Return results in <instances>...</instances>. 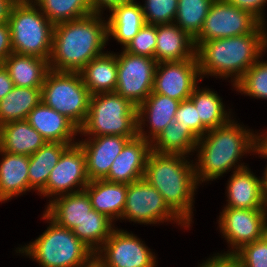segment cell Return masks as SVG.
<instances>
[{"mask_svg": "<svg viewBox=\"0 0 267 267\" xmlns=\"http://www.w3.org/2000/svg\"><path fill=\"white\" fill-rule=\"evenodd\" d=\"M226 2L233 4L234 6L250 12L255 16L262 24L265 23L264 6H266L267 0H225Z\"/></svg>", "mask_w": 267, "mask_h": 267, "instance_id": "60d3db41", "label": "cell"}, {"mask_svg": "<svg viewBox=\"0 0 267 267\" xmlns=\"http://www.w3.org/2000/svg\"><path fill=\"white\" fill-rule=\"evenodd\" d=\"M235 119L231 118L226 124L208 130L198 139L195 148L198 160L194 161L198 185L223 177L233 167L234 171L247 167L244 162H239L240 159L248 153L256 154L262 132L254 133Z\"/></svg>", "mask_w": 267, "mask_h": 267, "instance_id": "6da1fadb", "label": "cell"}, {"mask_svg": "<svg viewBox=\"0 0 267 267\" xmlns=\"http://www.w3.org/2000/svg\"><path fill=\"white\" fill-rule=\"evenodd\" d=\"M16 87L42 88L50 70L49 60L12 52L2 63Z\"/></svg>", "mask_w": 267, "mask_h": 267, "instance_id": "d4e9b609", "label": "cell"}, {"mask_svg": "<svg viewBox=\"0 0 267 267\" xmlns=\"http://www.w3.org/2000/svg\"><path fill=\"white\" fill-rule=\"evenodd\" d=\"M234 254L241 260L243 267H267V234L245 244Z\"/></svg>", "mask_w": 267, "mask_h": 267, "instance_id": "f35d334b", "label": "cell"}, {"mask_svg": "<svg viewBox=\"0 0 267 267\" xmlns=\"http://www.w3.org/2000/svg\"><path fill=\"white\" fill-rule=\"evenodd\" d=\"M107 267H156L155 253L135 234L114 229L95 253Z\"/></svg>", "mask_w": 267, "mask_h": 267, "instance_id": "4fadbf2b", "label": "cell"}, {"mask_svg": "<svg viewBox=\"0 0 267 267\" xmlns=\"http://www.w3.org/2000/svg\"><path fill=\"white\" fill-rule=\"evenodd\" d=\"M47 141L26 120L0 126V149L2 151L30 156Z\"/></svg>", "mask_w": 267, "mask_h": 267, "instance_id": "484cf974", "label": "cell"}, {"mask_svg": "<svg viewBox=\"0 0 267 267\" xmlns=\"http://www.w3.org/2000/svg\"><path fill=\"white\" fill-rule=\"evenodd\" d=\"M42 219L49 224L47 230L33 242L17 247L16 253L29 256L40 267H80L95 255L72 230L57 225L44 212Z\"/></svg>", "mask_w": 267, "mask_h": 267, "instance_id": "5b68a950", "label": "cell"}, {"mask_svg": "<svg viewBox=\"0 0 267 267\" xmlns=\"http://www.w3.org/2000/svg\"><path fill=\"white\" fill-rule=\"evenodd\" d=\"M117 56V84L115 93L130 100L136 107L145 101L153 90L157 61L134 55L124 49Z\"/></svg>", "mask_w": 267, "mask_h": 267, "instance_id": "8fae6325", "label": "cell"}, {"mask_svg": "<svg viewBox=\"0 0 267 267\" xmlns=\"http://www.w3.org/2000/svg\"><path fill=\"white\" fill-rule=\"evenodd\" d=\"M121 219L144 225L172 222L182 228H190L167 205L161 193L144 178L127 184L126 204Z\"/></svg>", "mask_w": 267, "mask_h": 267, "instance_id": "9c48e42d", "label": "cell"}, {"mask_svg": "<svg viewBox=\"0 0 267 267\" xmlns=\"http://www.w3.org/2000/svg\"><path fill=\"white\" fill-rule=\"evenodd\" d=\"M53 24L77 20L93 14L90 0H32Z\"/></svg>", "mask_w": 267, "mask_h": 267, "instance_id": "836d02e7", "label": "cell"}, {"mask_svg": "<svg viewBox=\"0 0 267 267\" xmlns=\"http://www.w3.org/2000/svg\"><path fill=\"white\" fill-rule=\"evenodd\" d=\"M199 267H243V264L234 253H217L207 258Z\"/></svg>", "mask_w": 267, "mask_h": 267, "instance_id": "b9f144b4", "label": "cell"}, {"mask_svg": "<svg viewBox=\"0 0 267 267\" xmlns=\"http://www.w3.org/2000/svg\"><path fill=\"white\" fill-rule=\"evenodd\" d=\"M197 58L157 63L152 92L178 101L189 99L201 81Z\"/></svg>", "mask_w": 267, "mask_h": 267, "instance_id": "9a60e30c", "label": "cell"}, {"mask_svg": "<svg viewBox=\"0 0 267 267\" xmlns=\"http://www.w3.org/2000/svg\"><path fill=\"white\" fill-rule=\"evenodd\" d=\"M197 58L194 38L177 24H158L155 48L157 63Z\"/></svg>", "mask_w": 267, "mask_h": 267, "instance_id": "44dd1931", "label": "cell"}, {"mask_svg": "<svg viewBox=\"0 0 267 267\" xmlns=\"http://www.w3.org/2000/svg\"><path fill=\"white\" fill-rule=\"evenodd\" d=\"M249 166L232 171L227 181V203L224 208L267 209L263 191V177H256Z\"/></svg>", "mask_w": 267, "mask_h": 267, "instance_id": "d6986e66", "label": "cell"}, {"mask_svg": "<svg viewBox=\"0 0 267 267\" xmlns=\"http://www.w3.org/2000/svg\"><path fill=\"white\" fill-rule=\"evenodd\" d=\"M75 143L46 142L37 152L29 156V191L40 193L45 187L50 172L58 163L61 154Z\"/></svg>", "mask_w": 267, "mask_h": 267, "instance_id": "f546056e", "label": "cell"}, {"mask_svg": "<svg viewBox=\"0 0 267 267\" xmlns=\"http://www.w3.org/2000/svg\"><path fill=\"white\" fill-rule=\"evenodd\" d=\"M256 153L258 154L259 157L262 158H267V136L262 133V135L259 138L257 148H256ZM263 176V191H264V197L267 203V165L266 168L262 174Z\"/></svg>", "mask_w": 267, "mask_h": 267, "instance_id": "f6af8a7d", "label": "cell"}, {"mask_svg": "<svg viewBox=\"0 0 267 267\" xmlns=\"http://www.w3.org/2000/svg\"><path fill=\"white\" fill-rule=\"evenodd\" d=\"M107 18L108 40L113 37L124 48L146 23L141 4L137 1L120 5Z\"/></svg>", "mask_w": 267, "mask_h": 267, "instance_id": "83f0119b", "label": "cell"}, {"mask_svg": "<svg viewBox=\"0 0 267 267\" xmlns=\"http://www.w3.org/2000/svg\"><path fill=\"white\" fill-rule=\"evenodd\" d=\"M12 52L10 28L8 22H5L0 24V63Z\"/></svg>", "mask_w": 267, "mask_h": 267, "instance_id": "7bdbcfd3", "label": "cell"}, {"mask_svg": "<svg viewBox=\"0 0 267 267\" xmlns=\"http://www.w3.org/2000/svg\"><path fill=\"white\" fill-rule=\"evenodd\" d=\"M15 1L16 0H0V24L8 21L11 6Z\"/></svg>", "mask_w": 267, "mask_h": 267, "instance_id": "7dc6e473", "label": "cell"}, {"mask_svg": "<svg viewBox=\"0 0 267 267\" xmlns=\"http://www.w3.org/2000/svg\"><path fill=\"white\" fill-rule=\"evenodd\" d=\"M84 190L89 196L92 209L107 216L113 222L121 220L126 204V183L98 179L90 181Z\"/></svg>", "mask_w": 267, "mask_h": 267, "instance_id": "7402d4cb", "label": "cell"}, {"mask_svg": "<svg viewBox=\"0 0 267 267\" xmlns=\"http://www.w3.org/2000/svg\"><path fill=\"white\" fill-rule=\"evenodd\" d=\"M260 24L250 12L241 10L225 0H214L202 29L194 38L195 47L213 39L252 33Z\"/></svg>", "mask_w": 267, "mask_h": 267, "instance_id": "30bf717a", "label": "cell"}, {"mask_svg": "<svg viewBox=\"0 0 267 267\" xmlns=\"http://www.w3.org/2000/svg\"><path fill=\"white\" fill-rule=\"evenodd\" d=\"M89 182L85 153L82 147L75 143L63 151L58 163L50 172L46 187L39 195L53 200L62 195L84 190Z\"/></svg>", "mask_w": 267, "mask_h": 267, "instance_id": "5bb4252c", "label": "cell"}, {"mask_svg": "<svg viewBox=\"0 0 267 267\" xmlns=\"http://www.w3.org/2000/svg\"><path fill=\"white\" fill-rule=\"evenodd\" d=\"M101 14L54 25L49 66L54 71L79 72L100 56L108 42L107 20Z\"/></svg>", "mask_w": 267, "mask_h": 267, "instance_id": "7a4b0ae2", "label": "cell"}, {"mask_svg": "<svg viewBox=\"0 0 267 267\" xmlns=\"http://www.w3.org/2000/svg\"><path fill=\"white\" fill-rule=\"evenodd\" d=\"M26 121L35 128L47 142H78L75 136L79 134V128L66 116L46 106L42 101L30 111Z\"/></svg>", "mask_w": 267, "mask_h": 267, "instance_id": "ffe728a7", "label": "cell"}, {"mask_svg": "<svg viewBox=\"0 0 267 267\" xmlns=\"http://www.w3.org/2000/svg\"><path fill=\"white\" fill-rule=\"evenodd\" d=\"M79 134L86 137L117 135L132 139L138 135L137 107L115 92L93 94Z\"/></svg>", "mask_w": 267, "mask_h": 267, "instance_id": "8992f818", "label": "cell"}, {"mask_svg": "<svg viewBox=\"0 0 267 267\" xmlns=\"http://www.w3.org/2000/svg\"><path fill=\"white\" fill-rule=\"evenodd\" d=\"M177 15L174 23L195 38L214 0H178Z\"/></svg>", "mask_w": 267, "mask_h": 267, "instance_id": "e575fe53", "label": "cell"}, {"mask_svg": "<svg viewBox=\"0 0 267 267\" xmlns=\"http://www.w3.org/2000/svg\"><path fill=\"white\" fill-rule=\"evenodd\" d=\"M215 92L209 88L200 89V86H197L189 97L201 120V137L208 130L224 125L233 118L231 110L227 111L222 98Z\"/></svg>", "mask_w": 267, "mask_h": 267, "instance_id": "f1b7e54d", "label": "cell"}, {"mask_svg": "<svg viewBox=\"0 0 267 267\" xmlns=\"http://www.w3.org/2000/svg\"><path fill=\"white\" fill-rule=\"evenodd\" d=\"M44 213L57 225L72 230L79 226L92 209L85 190L48 200Z\"/></svg>", "mask_w": 267, "mask_h": 267, "instance_id": "cb8c5ba5", "label": "cell"}, {"mask_svg": "<svg viewBox=\"0 0 267 267\" xmlns=\"http://www.w3.org/2000/svg\"><path fill=\"white\" fill-rule=\"evenodd\" d=\"M174 120L183 127H189L199 138L201 137V120L198 118L197 109L190 99L180 102Z\"/></svg>", "mask_w": 267, "mask_h": 267, "instance_id": "ab89813d", "label": "cell"}, {"mask_svg": "<svg viewBox=\"0 0 267 267\" xmlns=\"http://www.w3.org/2000/svg\"><path fill=\"white\" fill-rule=\"evenodd\" d=\"M157 25L144 24L134 38L123 48L134 55L155 59Z\"/></svg>", "mask_w": 267, "mask_h": 267, "instance_id": "74e56055", "label": "cell"}, {"mask_svg": "<svg viewBox=\"0 0 267 267\" xmlns=\"http://www.w3.org/2000/svg\"><path fill=\"white\" fill-rule=\"evenodd\" d=\"M218 225L221 235L231 246L224 253H235L267 234V209L223 208Z\"/></svg>", "mask_w": 267, "mask_h": 267, "instance_id": "7c38bea8", "label": "cell"}, {"mask_svg": "<svg viewBox=\"0 0 267 267\" xmlns=\"http://www.w3.org/2000/svg\"><path fill=\"white\" fill-rule=\"evenodd\" d=\"M136 0H90L91 10L93 14H103V9H109V13L115 7L123 4L131 3Z\"/></svg>", "mask_w": 267, "mask_h": 267, "instance_id": "ee69618b", "label": "cell"}, {"mask_svg": "<svg viewBox=\"0 0 267 267\" xmlns=\"http://www.w3.org/2000/svg\"><path fill=\"white\" fill-rule=\"evenodd\" d=\"M260 24L252 33L213 39L202 42L196 48L201 78L213 76L231 77L234 85L267 50V31Z\"/></svg>", "mask_w": 267, "mask_h": 267, "instance_id": "3957f363", "label": "cell"}, {"mask_svg": "<svg viewBox=\"0 0 267 267\" xmlns=\"http://www.w3.org/2000/svg\"><path fill=\"white\" fill-rule=\"evenodd\" d=\"M0 202L11 200L29 191V156L0 149Z\"/></svg>", "mask_w": 267, "mask_h": 267, "instance_id": "603a6c76", "label": "cell"}, {"mask_svg": "<svg viewBox=\"0 0 267 267\" xmlns=\"http://www.w3.org/2000/svg\"><path fill=\"white\" fill-rule=\"evenodd\" d=\"M261 60L249 67L233 87L241 94L267 100V61Z\"/></svg>", "mask_w": 267, "mask_h": 267, "instance_id": "d590c367", "label": "cell"}, {"mask_svg": "<svg viewBox=\"0 0 267 267\" xmlns=\"http://www.w3.org/2000/svg\"><path fill=\"white\" fill-rule=\"evenodd\" d=\"M179 104L180 101L176 99L151 92L137 107L138 136L151 142L170 122L174 121ZM145 124L149 127H147L149 134L144 131Z\"/></svg>", "mask_w": 267, "mask_h": 267, "instance_id": "ac0fdd59", "label": "cell"}, {"mask_svg": "<svg viewBox=\"0 0 267 267\" xmlns=\"http://www.w3.org/2000/svg\"><path fill=\"white\" fill-rule=\"evenodd\" d=\"M130 139L124 136L104 135L87 137L77 143L86 157V171L90 181L104 179L114 159L121 153Z\"/></svg>", "mask_w": 267, "mask_h": 267, "instance_id": "2e32d148", "label": "cell"}, {"mask_svg": "<svg viewBox=\"0 0 267 267\" xmlns=\"http://www.w3.org/2000/svg\"><path fill=\"white\" fill-rule=\"evenodd\" d=\"M107 216L91 209L85 219L72 229L73 233L95 253L117 228Z\"/></svg>", "mask_w": 267, "mask_h": 267, "instance_id": "d6a6232c", "label": "cell"}, {"mask_svg": "<svg viewBox=\"0 0 267 267\" xmlns=\"http://www.w3.org/2000/svg\"><path fill=\"white\" fill-rule=\"evenodd\" d=\"M198 139L189 127H183L174 120L151 141V151L160 154L193 155Z\"/></svg>", "mask_w": 267, "mask_h": 267, "instance_id": "4dcf8cb0", "label": "cell"}, {"mask_svg": "<svg viewBox=\"0 0 267 267\" xmlns=\"http://www.w3.org/2000/svg\"><path fill=\"white\" fill-rule=\"evenodd\" d=\"M113 53L104 52L79 71L91 95L115 91L118 67L116 53Z\"/></svg>", "mask_w": 267, "mask_h": 267, "instance_id": "4316f807", "label": "cell"}, {"mask_svg": "<svg viewBox=\"0 0 267 267\" xmlns=\"http://www.w3.org/2000/svg\"><path fill=\"white\" fill-rule=\"evenodd\" d=\"M14 87L8 70L3 64L0 65V100L3 99Z\"/></svg>", "mask_w": 267, "mask_h": 267, "instance_id": "bcb514c9", "label": "cell"}, {"mask_svg": "<svg viewBox=\"0 0 267 267\" xmlns=\"http://www.w3.org/2000/svg\"><path fill=\"white\" fill-rule=\"evenodd\" d=\"M142 12L146 24H171L177 15L178 0H145Z\"/></svg>", "mask_w": 267, "mask_h": 267, "instance_id": "8d00e7d4", "label": "cell"}, {"mask_svg": "<svg viewBox=\"0 0 267 267\" xmlns=\"http://www.w3.org/2000/svg\"><path fill=\"white\" fill-rule=\"evenodd\" d=\"M80 267H107L95 254L89 261L82 264Z\"/></svg>", "mask_w": 267, "mask_h": 267, "instance_id": "c3c4849f", "label": "cell"}, {"mask_svg": "<svg viewBox=\"0 0 267 267\" xmlns=\"http://www.w3.org/2000/svg\"><path fill=\"white\" fill-rule=\"evenodd\" d=\"M186 157L189 156L151 151L143 178L161 193L167 205L191 227L194 196L199 185L194 160L189 161Z\"/></svg>", "mask_w": 267, "mask_h": 267, "instance_id": "277c9868", "label": "cell"}, {"mask_svg": "<svg viewBox=\"0 0 267 267\" xmlns=\"http://www.w3.org/2000/svg\"><path fill=\"white\" fill-rule=\"evenodd\" d=\"M91 94L79 72L49 70L41 89V101L80 128L89 111Z\"/></svg>", "mask_w": 267, "mask_h": 267, "instance_id": "ba28073f", "label": "cell"}, {"mask_svg": "<svg viewBox=\"0 0 267 267\" xmlns=\"http://www.w3.org/2000/svg\"><path fill=\"white\" fill-rule=\"evenodd\" d=\"M150 152V141L138 135L130 139L114 159L110 171L104 179L109 182L126 184L142 179Z\"/></svg>", "mask_w": 267, "mask_h": 267, "instance_id": "e0dca14e", "label": "cell"}, {"mask_svg": "<svg viewBox=\"0 0 267 267\" xmlns=\"http://www.w3.org/2000/svg\"><path fill=\"white\" fill-rule=\"evenodd\" d=\"M42 88L16 87L0 100V126L26 120L30 111L41 102Z\"/></svg>", "mask_w": 267, "mask_h": 267, "instance_id": "1f68e13d", "label": "cell"}, {"mask_svg": "<svg viewBox=\"0 0 267 267\" xmlns=\"http://www.w3.org/2000/svg\"><path fill=\"white\" fill-rule=\"evenodd\" d=\"M7 22L14 53L49 60L54 25L32 0H16Z\"/></svg>", "mask_w": 267, "mask_h": 267, "instance_id": "52a82bcc", "label": "cell"}]
</instances>
